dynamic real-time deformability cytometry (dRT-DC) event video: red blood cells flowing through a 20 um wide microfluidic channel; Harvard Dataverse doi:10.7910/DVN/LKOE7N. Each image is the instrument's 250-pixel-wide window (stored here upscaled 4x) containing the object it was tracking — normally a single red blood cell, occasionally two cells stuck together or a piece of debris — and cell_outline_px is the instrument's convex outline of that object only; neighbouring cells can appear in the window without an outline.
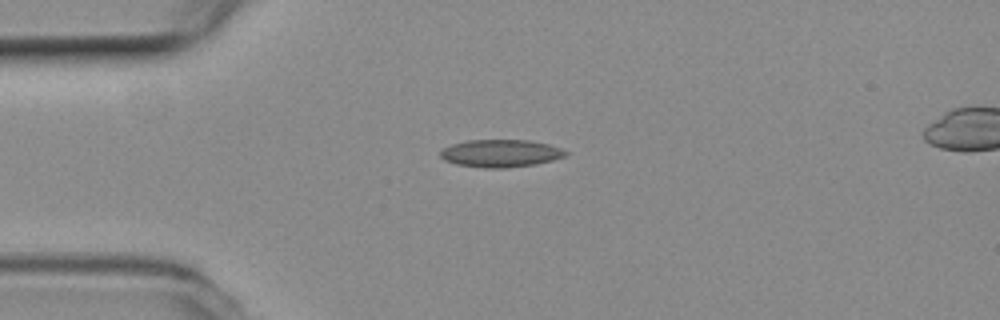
{"species": "common noctule bat (a hibernating species)", "species_latin": "Nyctalus noctula", "temperature_condition": "room temperature", "stored_images_in_passage": 42, "camera_frame_rate_fps": 3000, "um_per_image_px": 0.085, "animal": {"sex": "female", "body_mass_g": 19.3, "forearm_length_mm": 54.1}, "frame": {"image": 1, "passage_image": 1, "time_ms": 0.0, "image_size_px": [1000, 320], "cell_outline_px": [[568, 152], [564, 156], [552, 160], [536, 164], [504, 168], [484, 168], [456, 164], [444, 160], [440, 156], [440, 152], [444, 148], [452, 144], [468, 140], [528, 140], [548, 144], [560, 148]], "centroid_in_image_um": [42.53, 13.03], "position_along_channel_um": 42.5, "area_um2": 20.0}}
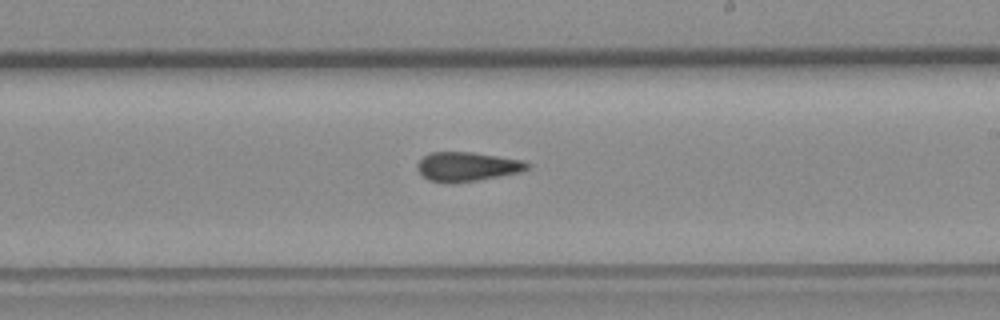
{"frame": {"image": 2, "passage_image": 19, "time_ms": 6.0, "image_size_px": [1000, 320], "cell_outline_px": [[532, 164], [528, 168], [520, 172], [476, 180], [452, 184], [448, 184], [428, 180], [416, 168], [416, 164], [428, 152], [472, 152], [524, 160]], "centroid_in_image_um": [39.69, 14.16], "position_along_channel_um": 249.3, "area_um2": 18.84}}
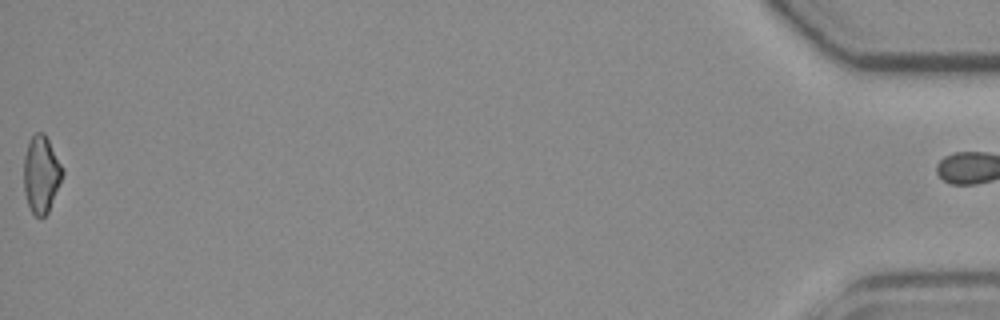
{"frame": {"image": 3, "passage_image": 42, "time_ms": 13.667, "image_size_px": [1000, 320], "cell_outline_px": [[64, 172], [48, 212], [44, 216], [36, 216], [32, 212], [28, 204], [24, 192], [24, 156], [28, 140], [36, 132], [44, 132], [64, 168]], "centroid_in_image_um": [3.5, 14.77], "position_along_channel_um": 431.7, "area_um2": 17.34}, "authors_computed_cell_mechanics": {"area_um2": 18.6694, "velocity_mm_per_s": 3.7861, "shape_relaxation_time_tau1_ms": null, "shape_relaxation_time_tau2_ms": 2.9798, "deformation_change_tau1": null, "deformation_change_tau2": 0.1238}}